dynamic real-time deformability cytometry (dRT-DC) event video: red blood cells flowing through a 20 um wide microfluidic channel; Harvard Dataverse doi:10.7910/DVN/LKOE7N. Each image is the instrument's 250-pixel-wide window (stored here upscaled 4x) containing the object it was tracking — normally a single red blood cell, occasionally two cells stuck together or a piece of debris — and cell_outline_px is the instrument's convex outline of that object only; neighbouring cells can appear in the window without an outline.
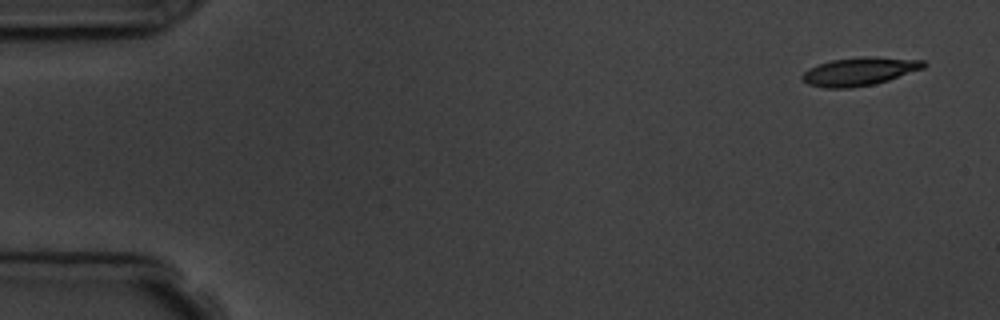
{"species": "common noctule bat (a hibernating species)", "species_latin": "Nyctalus noctula", "temperature_condition": "room temperature", "stored_images_in_passage": 4, "camera_frame_rate_fps": 3000, "um_per_image_px": 0.085, "animal": {"sex": "male", "body_mass_g": 19.5, "forearm_length_mm": 54.6}, "frame": {"image": 1, "passage_image": 1, "time_ms": 0.0, "image_size_px": [1000, 320], "cell_outline_px": [[928, 64], [924, 68], [888, 80], [872, 84], [852, 88], [824, 88], [808, 84], [800, 80], [800, 76], [808, 68], [832, 60], [864, 56], [876, 56], [924, 60]], "centroid_in_image_um": [73.05, 6.07], "position_along_channel_um": 12.0, "area_um2": 20.11}}